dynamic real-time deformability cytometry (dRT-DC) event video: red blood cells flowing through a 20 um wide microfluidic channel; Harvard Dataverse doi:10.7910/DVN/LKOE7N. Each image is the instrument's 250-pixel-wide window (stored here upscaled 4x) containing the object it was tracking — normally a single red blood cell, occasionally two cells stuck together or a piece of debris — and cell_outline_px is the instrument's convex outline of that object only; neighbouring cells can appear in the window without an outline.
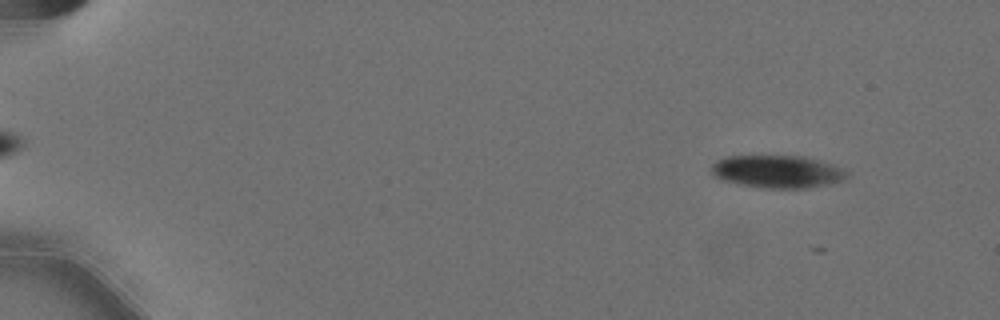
{"species": "Egyptian fruit bat (a non-hibernating species)", "species_latin": "Rousettus aegyptiacus", "temperature_condition": "cold", "stored_images_in_passage": 6, "camera_frame_rate_fps": 3000, "um_per_image_px": 0.085, "animal": {"sex": "female"}, "frame": {"image": 1, "passage_image": 1, "time_ms": 0.0, "image_size_px": [1000, 320], "cell_outline_px": [[848, 176], [844, 180], [804, 188], [768, 188], [744, 184], [724, 180], [716, 176], [712, 172], [712, 164], [716, 160], [728, 156], [804, 156], [820, 160], [844, 168], [848, 172]], "centroid_in_image_um": [66.12, 14.56], "position_along_channel_um": 18.9, "area_um2": 25.43}}